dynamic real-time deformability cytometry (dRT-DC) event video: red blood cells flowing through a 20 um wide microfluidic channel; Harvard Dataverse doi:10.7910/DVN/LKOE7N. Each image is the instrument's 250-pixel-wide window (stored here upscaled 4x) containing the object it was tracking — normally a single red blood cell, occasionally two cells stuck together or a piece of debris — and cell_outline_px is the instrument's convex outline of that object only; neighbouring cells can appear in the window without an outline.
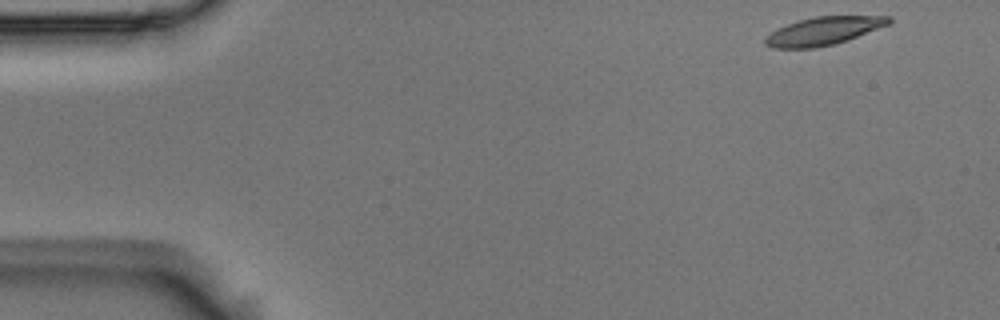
{"species": "Egyptian fruit bat (a non-hibernating species)", "species_latin": "Rousettus aegyptiacus", "temperature_condition": "room temperature", "stored_images_in_passage": 52, "camera_frame_rate_fps": 3000, "um_per_image_px": 0.085, "animal": {"sex": "male"}, "frame": {"image": 1, "passage_image": 1, "time_ms": 0.0, "image_size_px": [1000, 320], "cell_outline_px": [[892, 20], [888, 24], [848, 40], [836, 44], [816, 48], [772, 48], [764, 44], [764, 36], [776, 28], [800, 20], [816, 16], [892, 16]], "centroid_in_image_um": [69.95, 2.64], "position_along_channel_um": 15.1, "area_um2": 20.29}}
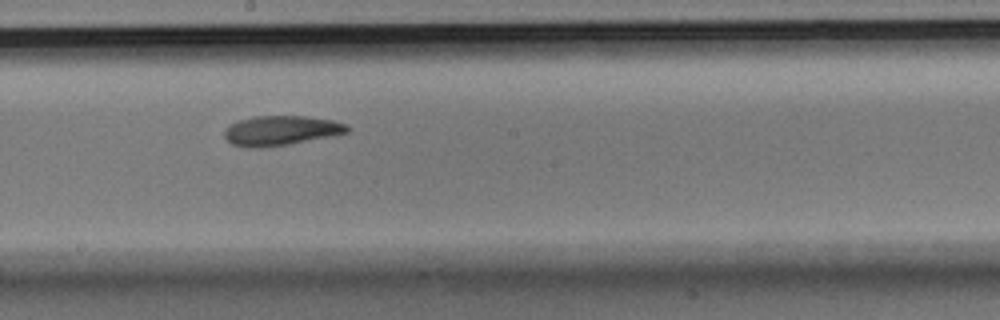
{"frame": {"image": 2, "passage_image": 27, "time_ms": 8.667, "image_size_px": [1000, 320], "cell_outline_px": [[348, 132], [332, 136], [288, 144], [264, 148], [244, 148], [232, 144], [224, 136], [224, 128], [228, 124], [236, 120], [252, 116], [304, 116], [332, 120], [348, 124]], "centroid_in_image_um": [23.81, 11.1], "position_along_channel_um": 224.4, "area_um2": 21.56}}
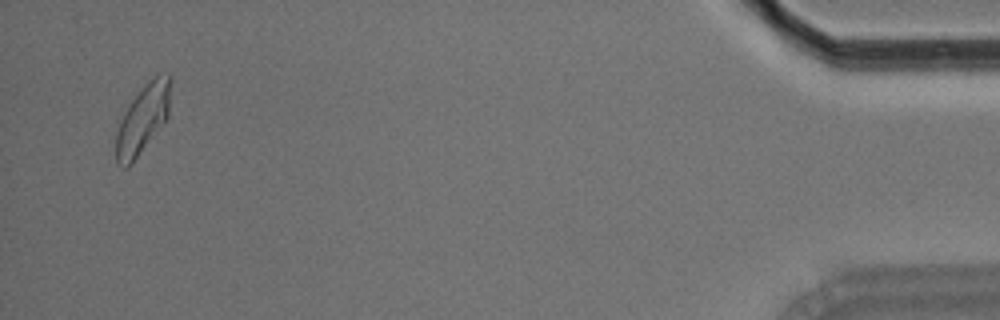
{"frame": {"image": 3, "passage_image": 50, "time_ms": 16.333, "image_size_px": [1000, 320], "cell_outline_px": [[172, 80], [168, 116], [132, 164], [128, 168], [124, 168], [116, 164], [116, 132], [120, 120], [128, 104], [160, 72], [168, 72], [172, 76]], "centroid_in_image_um": [12.14, 10.13], "position_along_channel_um": 423.1, "area_um2": 21.73}, "authors_computed_cell_mechanics": {"area_um2": 21.2704, "velocity_mm_per_s": 3.6626, "shape_relaxation_time_tau1_ms": 4.2294, "shape_relaxation_time_tau2_ms": 7.0885, "deformation_change_tau1": 0.1512, "deformation_change_tau2": 0.1506}}